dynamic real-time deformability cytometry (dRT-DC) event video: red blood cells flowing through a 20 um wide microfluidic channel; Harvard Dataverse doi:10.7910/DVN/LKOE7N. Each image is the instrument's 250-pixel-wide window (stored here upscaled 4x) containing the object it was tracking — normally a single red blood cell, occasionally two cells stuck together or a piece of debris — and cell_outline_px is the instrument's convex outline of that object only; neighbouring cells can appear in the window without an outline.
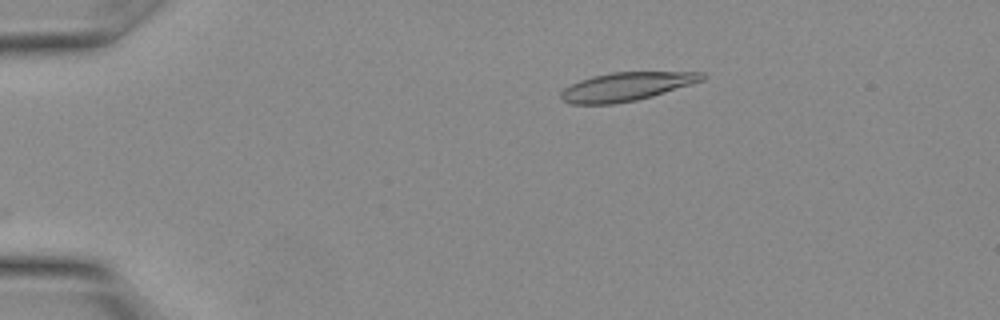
{"species": "Egyptian fruit bat (a non-hibernating species)", "species_latin": "Rousettus aegyptiacus", "temperature_condition": "warm", "stored_images_in_passage": 24, "camera_frame_rate_fps": 3000, "um_per_image_px": 0.085, "animal": {"sex": "female"}, "frame": {"image": 1, "passage_image": 1, "time_ms": 0.0, "image_size_px": [1000, 320], "cell_outline_px": [[704, 80], [652, 96], [636, 100], [612, 104], [572, 104], [564, 100], [560, 96], [560, 92], [564, 88], [580, 80], [592, 76], [612, 72], [704, 72]], "centroid_in_image_um": [53.22, 7.36], "position_along_channel_um": 31.8, "area_um2": 23.24}}
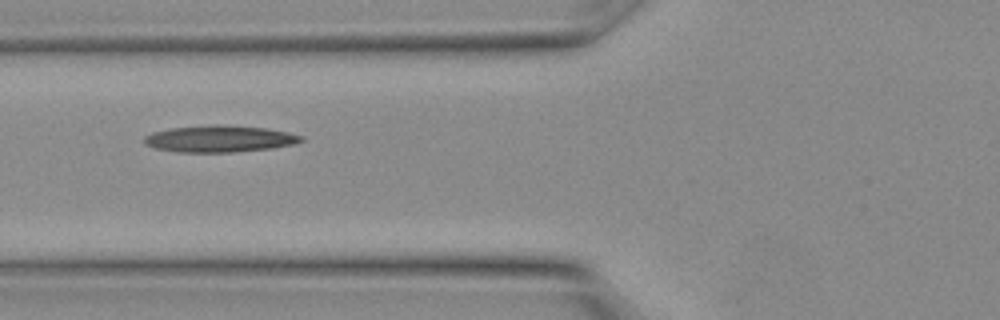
{"frame": {"image": 2, "passage_image": 7, "time_ms": 2.0, "image_size_px": [1000, 320], "cell_outline_px": [[304, 140], [296, 144], [272, 148], [232, 152], [180, 152], [156, 148], [144, 144], [144, 136], [152, 132], [172, 128], [216, 124], [220, 124], [264, 128], [288, 132], [304, 136]], "centroid_in_image_um": [18.69, 11.79], "position_along_channel_um": 107.1, "area_um2": 24.39}}
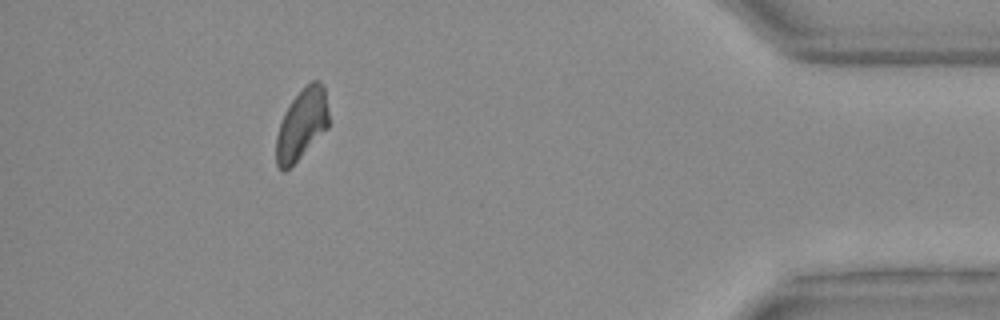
{"frame": {"image": 3, "passage_image": 22, "time_ms": 7.0, "image_size_px": [1000, 320], "cell_outline_px": [[328, 128], [284, 172], [276, 164], [276, 136], [284, 112], [292, 100], [312, 80], [316, 80], [324, 88], [328, 112]], "centroid_in_image_um": [25.63, 10.58], "position_along_channel_um": 409.6, "area_um2": 21.04}}